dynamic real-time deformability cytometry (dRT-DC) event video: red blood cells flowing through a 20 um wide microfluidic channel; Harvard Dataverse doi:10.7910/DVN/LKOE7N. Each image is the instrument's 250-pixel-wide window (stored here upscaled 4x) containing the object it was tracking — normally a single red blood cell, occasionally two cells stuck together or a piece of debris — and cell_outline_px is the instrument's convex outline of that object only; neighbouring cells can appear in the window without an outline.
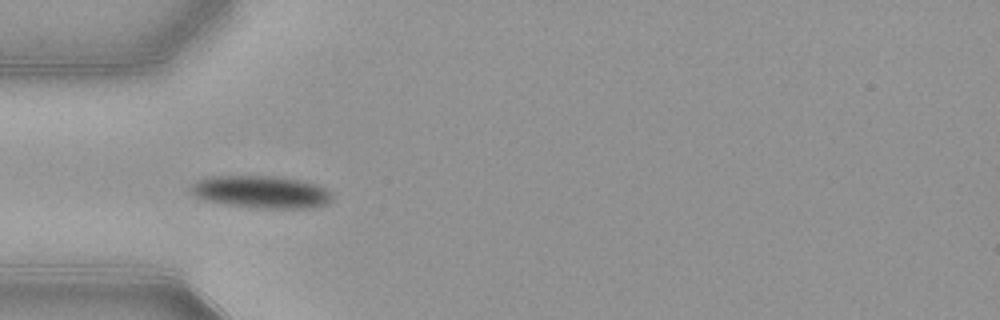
{"species": "common noctule bat (a hibernating species)", "species_latin": "Nyctalus noctula", "temperature_condition": "warm", "stored_images_in_passage": 24, "camera_frame_rate_fps": 3000, "um_per_image_px": 0.085, "animal": {"sex": "female", "body_mass_g": 21.9}, "frame": {"image": 1, "passage_image": 4, "time_ms": 1.0, "image_size_px": [1000, 320], "cell_outline_px": [[332, 200], [324, 204], [312, 208], [256, 208], [224, 204], [204, 200], [188, 192], [188, 188], [196, 180], [204, 176], [268, 176], [300, 180], [316, 184], [324, 188], [332, 196]], "centroid_in_image_um": [22.11, 16.31], "position_along_channel_um": 62.9, "area_um2": 26.82}}
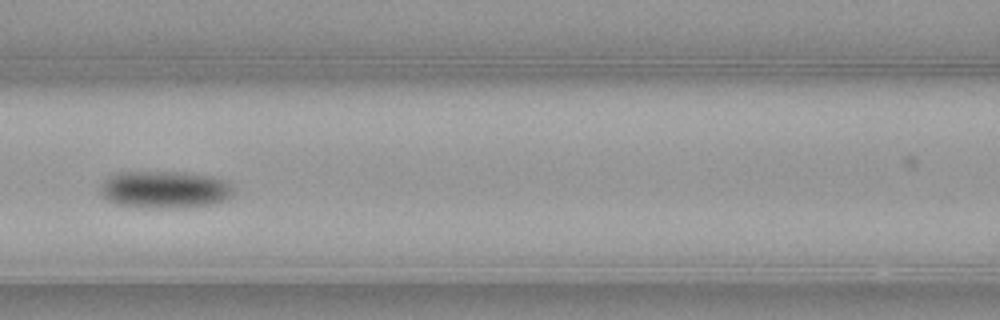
{"frame": {"image": 2, "passage_image": 11, "time_ms": 3.333, "image_size_px": [1000, 320], "cell_outline_px": [[232, 196], [228, 200], [212, 204], [168, 208], [152, 208], [120, 204], [108, 200], [100, 192], [100, 184], [108, 176], [120, 172], [180, 172], [212, 176], [224, 180], [232, 184]], "centroid_in_image_um": [14.02, 16.1], "position_along_channel_um": 152.6, "area_um2": 28.84}}
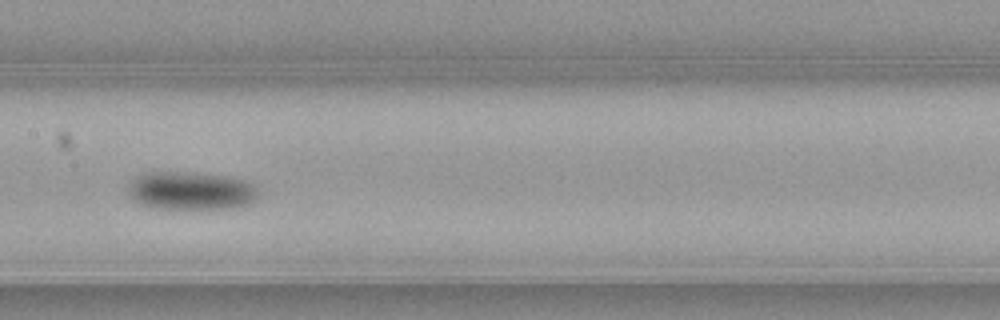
{"frame": {"image": 3, "passage_image": 14, "time_ms": 4.333, "image_size_px": [1000, 320], "cell_outline_px": [[256, 196], [248, 204], [232, 208], [148, 208], [132, 200], [128, 192], [128, 180], [144, 172], [180, 172], [220, 176], [244, 180], [252, 184], [256, 188]], "centroid_in_image_um": [16.1, 16.22], "position_along_channel_um": 191.3, "area_um2": 28.73}}